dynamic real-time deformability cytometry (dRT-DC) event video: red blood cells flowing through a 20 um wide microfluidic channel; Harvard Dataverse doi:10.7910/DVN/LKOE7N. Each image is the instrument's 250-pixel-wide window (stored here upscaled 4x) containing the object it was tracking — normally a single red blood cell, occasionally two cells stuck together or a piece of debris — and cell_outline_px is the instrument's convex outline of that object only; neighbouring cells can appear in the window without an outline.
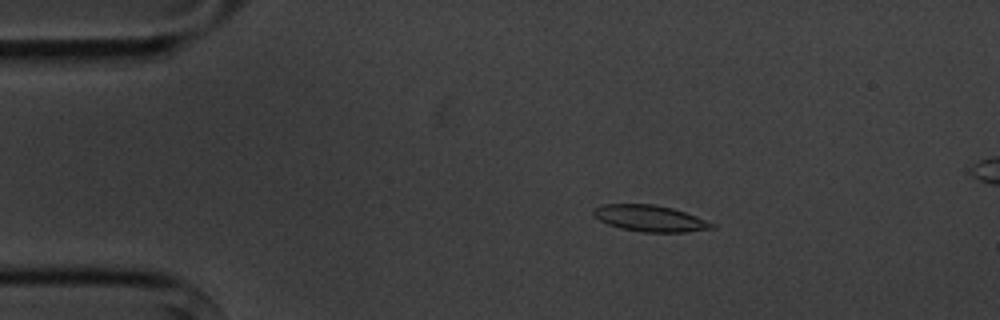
{"species": "common noctule bat (a hibernating species)", "species_latin": "Nyctalus noctula", "temperature_condition": "cold", "stored_images_in_passage": 10, "camera_frame_rate_fps": 3000, "um_per_image_px": 0.085, "animal": {"sex": "male", "body_mass_g": 20.1, "forearm_length_mm": 53.5}, "frame": {"image": 1, "passage_image": 2, "time_ms": 1.0, "image_size_px": [1000, 320], "cell_outline_px": [[716, 228], [684, 232], [644, 232], [620, 228], [608, 224], [592, 216], [592, 212], [596, 208], [604, 204], [652, 204], [672, 208], [696, 216], [716, 224]], "centroid_in_image_um": [55.26, 18.56], "position_along_channel_um": 29.7, "area_um2": 18.09}}
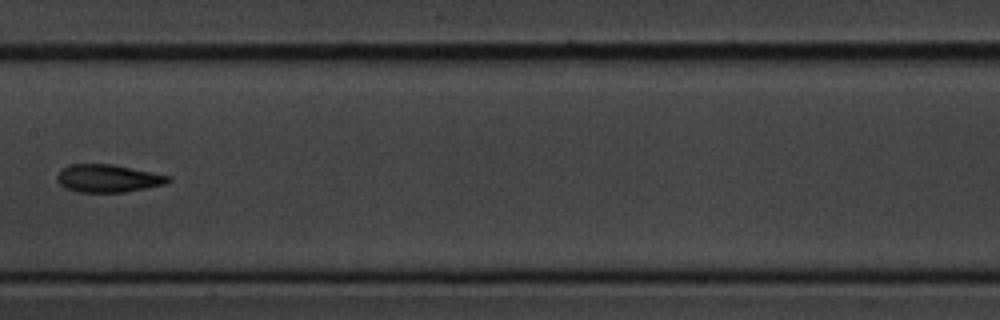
{"frame": {"image": 2, "passage_image": 7, "time_ms": 7.0, "image_size_px": [1000, 320], "cell_outline_px": [[172, 180], [164, 184], [124, 192], [76, 192], [64, 188], [56, 180], [56, 176], [64, 168], [72, 164], [112, 164], [172, 176]], "centroid_in_image_um": [9.17, 15.16], "position_along_channel_um": 198.2, "area_um2": 17.92}}
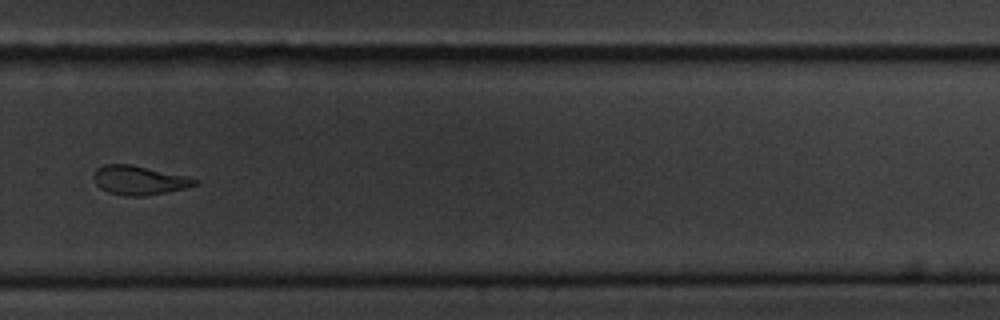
{"frame": {"image": 3, "passage_image": 10, "time_ms": 10.333, "image_size_px": [1000, 320], "cell_outline_px": [[196, 184], [184, 188], [168, 192], [144, 196], [128, 196], [108, 192], [100, 188], [96, 184], [92, 176], [96, 168], [104, 164], [128, 164], [180, 176], [196, 180]], "centroid_in_image_um": [11.69, 15.34], "position_along_channel_um": 318.1, "area_um2": 16.53}}